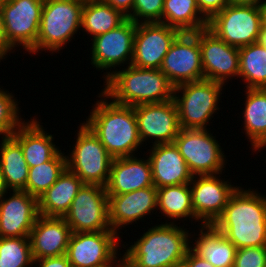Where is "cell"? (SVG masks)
<instances>
[{
  "label": "cell",
  "instance_id": "6da1fadb",
  "mask_svg": "<svg viewBox=\"0 0 266 267\" xmlns=\"http://www.w3.org/2000/svg\"><path fill=\"white\" fill-rule=\"evenodd\" d=\"M239 186L213 226L237 249L266 246V196Z\"/></svg>",
  "mask_w": 266,
  "mask_h": 267
},
{
  "label": "cell",
  "instance_id": "7a4b0ae2",
  "mask_svg": "<svg viewBox=\"0 0 266 267\" xmlns=\"http://www.w3.org/2000/svg\"><path fill=\"white\" fill-rule=\"evenodd\" d=\"M99 95L105 98L95 103L84 123L113 158L134 156L133 152L142 145L134 108L113 100L108 103V96L103 91Z\"/></svg>",
  "mask_w": 266,
  "mask_h": 267
},
{
  "label": "cell",
  "instance_id": "3957f363",
  "mask_svg": "<svg viewBox=\"0 0 266 267\" xmlns=\"http://www.w3.org/2000/svg\"><path fill=\"white\" fill-rule=\"evenodd\" d=\"M189 231L173 222L153 226L122 256L123 267H180L190 249Z\"/></svg>",
  "mask_w": 266,
  "mask_h": 267
},
{
  "label": "cell",
  "instance_id": "277c9868",
  "mask_svg": "<svg viewBox=\"0 0 266 267\" xmlns=\"http://www.w3.org/2000/svg\"><path fill=\"white\" fill-rule=\"evenodd\" d=\"M105 73L106 85L101 91L116 103L134 107L173 99L174 86L160 69L130 64L124 70Z\"/></svg>",
  "mask_w": 266,
  "mask_h": 267
},
{
  "label": "cell",
  "instance_id": "5b68a950",
  "mask_svg": "<svg viewBox=\"0 0 266 267\" xmlns=\"http://www.w3.org/2000/svg\"><path fill=\"white\" fill-rule=\"evenodd\" d=\"M85 0H45L36 45L28 52H58L81 28Z\"/></svg>",
  "mask_w": 266,
  "mask_h": 267
},
{
  "label": "cell",
  "instance_id": "8992f818",
  "mask_svg": "<svg viewBox=\"0 0 266 267\" xmlns=\"http://www.w3.org/2000/svg\"><path fill=\"white\" fill-rule=\"evenodd\" d=\"M223 86L222 83L203 79L174 87L173 99L178 109L180 127L207 129L212 115L219 110L217 106Z\"/></svg>",
  "mask_w": 266,
  "mask_h": 267
},
{
  "label": "cell",
  "instance_id": "52a82bcc",
  "mask_svg": "<svg viewBox=\"0 0 266 267\" xmlns=\"http://www.w3.org/2000/svg\"><path fill=\"white\" fill-rule=\"evenodd\" d=\"M76 137L70 157L66 156L67 169L76 174L84 184L105 187L114 158L85 123L79 127Z\"/></svg>",
  "mask_w": 266,
  "mask_h": 267
},
{
  "label": "cell",
  "instance_id": "ba28073f",
  "mask_svg": "<svg viewBox=\"0 0 266 267\" xmlns=\"http://www.w3.org/2000/svg\"><path fill=\"white\" fill-rule=\"evenodd\" d=\"M261 7L230 3L208 21V29L228 45L243 47L258 42Z\"/></svg>",
  "mask_w": 266,
  "mask_h": 267
},
{
  "label": "cell",
  "instance_id": "9c48e42d",
  "mask_svg": "<svg viewBox=\"0 0 266 267\" xmlns=\"http://www.w3.org/2000/svg\"><path fill=\"white\" fill-rule=\"evenodd\" d=\"M207 130L181 128L174 140L193 176L222 174L225 168L222 148Z\"/></svg>",
  "mask_w": 266,
  "mask_h": 267
},
{
  "label": "cell",
  "instance_id": "30bf717a",
  "mask_svg": "<svg viewBox=\"0 0 266 267\" xmlns=\"http://www.w3.org/2000/svg\"><path fill=\"white\" fill-rule=\"evenodd\" d=\"M118 236L114 231L72 232L66 251L71 267H120Z\"/></svg>",
  "mask_w": 266,
  "mask_h": 267
},
{
  "label": "cell",
  "instance_id": "8fae6325",
  "mask_svg": "<svg viewBox=\"0 0 266 267\" xmlns=\"http://www.w3.org/2000/svg\"><path fill=\"white\" fill-rule=\"evenodd\" d=\"M63 218L72 232L113 231L109 223L108 195L105 187L83 184Z\"/></svg>",
  "mask_w": 266,
  "mask_h": 267
},
{
  "label": "cell",
  "instance_id": "7c38bea8",
  "mask_svg": "<svg viewBox=\"0 0 266 267\" xmlns=\"http://www.w3.org/2000/svg\"><path fill=\"white\" fill-rule=\"evenodd\" d=\"M160 70L174 87L203 80L199 31L180 33L172 42Z\"/></svg>",
  "mask_w": 266,
  "mask_h": 267
},
{
  "label": "cell",
  "instance_id": "4fadbf2b",
  "mask_svg": "<svg viewBox=\"0 0 266 267\" xmlns=\"http://www.w3.org/2000/svg\"><path fill=\"white\" fill-rule=\"evenodd\" d=\"M45 0H10L0 5L7 43L29 52L37 42Z\"/></svg>",
  "mask_w": 266,
  "mask_h": 267
},
{
  "label": "cell",
  "instance_id": "5bb4252c",
  "mask_svg": "<svg viewBox=\"0 0 266 267\" xmlns=\"http://www.w3.org/2000/svg\"><path fill=\"white\" fill-rule=\"evenodd\" d=\"M136 29L137 23L127 18L116 28L92 38V66L98 70H110L122 63L130 65Z\"/></svg>",
  "mask_w": 266,
  "mask_h": 267
},
{
  "label": "cell",
  "instance_id": "9a60e30c",
  "mask_svg": "<svg viewBox=\"0 0 266 267\" xmlns=\"http://www.w3.org/2000/svg\"><path fill=\"white\" fill-rule=\"evenodd\" d=\"M181 32L161 22L137 23L131 65L160 69L172 42Z\"/></svg>",
  "mask_w": 266,
  "mask_h": 267
},
{
  "label": "cell",
  "instance_id": "2e32d148",
  "mask_svg": "<svg viewBox=\"0 0 266 267\" xmlns=\"http://www.w3.org/2000/svg\"><path fill=\"white\" fill-rule=\"evenodd\" d=\"M133 108L142 144L149 138L155 140L152 145L174 142L181 130L174 99L162 103L140 104Z\"/></svg>",
  "mask_w": 266,
  "mask_h": 267
},
{
  "label": "cell",
  "instance_id": "e0dca14e",
  "mask_svg": "<svg viewBox=\"0 0 266 267\" xmlns=\"http://www.w3.org/2000/svg\"><path fill=\"white\" fill-rule=\"evenodd\" d=\"M218 174L193 176L190 182L192 206L197 221L213 225L237 186L219 179Z\"/></svg>",
  "mask_w": 266,
  "mask_h": 267
},
{
  "label": "cell",
  "instance_id": "ac0fdd59",
  "mask_svg": "<svg viewBox=\"0 0 266 267\" xmlns=\"http://www.w3.org/2000/svg\"><path fill=\"white\" fill-rule=\"evenodd\" d=\"M199 46L204 79L225 85L239 77V48L228 45L208 28L199 30Z\"/></svg>",
  "mask_w": 266,
  "mask_h": 267
},
{
  "label": "cell",
  "instance_id": "d6986e66",
  "mask_svg": "<svg viewBox=\"0 0 266 267\" xmlns=\"http://www.w3.org/2000/svg\"><path fill=\"white\" fill-rule=\"evenodd\" d=\"M0 200V237H29L38 212V199L25 190H13Z\"/></svg>",
  "mask_w": 266,
  "mask_h": 267
},
{
  "label": "cell",
  "instance_id": "ffe728a7",
  "mask_svg": "<svg viewBox=\"0 0 266 267\" xmlns=\"http://www.w3.org/2000/svg\"><path fill=\"white\" fill-rule=\"evenodd\" d=\"M109 223L112 230L139 221L157 209V188L155 186L135 190L126 194L108 195Z\"/></svg>",
  "mask_w": 266,
  "mask_h": 267
},
{
  "label": "cell",
  "instance_id": "44dd1931",
  "mask_svg": "<svg viewBox=\"0 0 266 267\" xmlns=\"http://www.w3.org/2000/svg\"><path fill=\"white\" fill-rule=\"evenodd\" d=\"M71 234L72 230L63 217L39 215L29 236L33 259L66 255Z\"/></svg>",
  "mask_w": 266,
  "mask_h": 267
},
{
  "label": "cell",
  "instance_id": "7402d4cb",
  "mask_svg": "<svg viewBox=\"0 0 266 267\" xmlns=\"http://www.w3.org/2000/svg\"><path fill=\"white\" fill-rule=\"evenodd\" d=\"M154 186L149 158L136 156L114 158L108 182L107 195L126 194L135 190Z\"/></svg>",
  "mask_w": 266,
  "mask_h": 267
},
{
  "label": "cell",
  "instance_id": "603a6c76",
  "mask_svg": "<svg viewBox=\"0 0 266 267\" xmlns=\"http://www.w3.org/2000/svg\"><path fill=\"white\" fill-rule=\"evenodd\" d=\"M149 160L156 188L190 183L193 175L173 143L152 145Z\"/></svg>",
  "mask_w": 266,
  "mask_h": 267
},
{
  "label": "cell",
  "instance_id": "cb8c5ba5",
  "mask_svg": "<svg viewBox=\"0 0 266 267\" xmlns=\"http://www.w3.org/2000/svg\"><path fill=\"white\" fill-rule=\"evenodd\" d=\"M22 148L25 161L34 167L53 159L61 150L52 142V135L44 131L35 118L24 122L11 135Z\"/></svg>",
  "mask_w": 266,
  "mask_h": 267
},
{
  "label": "cell",
  "instance_id": "d4e9b609",
  "mask_svg": "<svg viewBox=\"0 0 266 267\" xmlns=\"http://www.w3.org/2000/svg\"><path fill=\"white\" fill-rule=\"evenodd\" d=\"M83 184L76 174L66 168L57 181L38 198L39 215L64 217Z\"/></svg>",
  "mask_w": 266,
  "mask_h": 267
},
{
  "label": "cell",
  "instance_id": "484cf974",
  "mask_svg": "<svg viewBox=\"0 0 266 267\" xmlns=\"http://www.w3.org/2000/svg\"><path fill=\"white\" fill-rule=\"evenodd\" d=\"M200 225V235L190 249L214 267H234L235 245L213 225Z\"/></svg>",
  "mask_w": 266,
  "mask_h": 267
},
{
  "label": "cell",
  "instance_id": "4316f807",
  "mask_svg": "<svg viewBox=\"0 0 266 267\" xmlns=\"http://www.w3.org/2000/svg\"><path fill=\"white\" fill-rule=\"evenodd\" d=\"M0 147V170L6 187L26 191L29 166L21 145L12 136H3Z\"/></svg>",
  "mask_w": 266,
  "mask_h": 267
},
{
  "label": "cell",
  "instance_id": "83f0119b",
  "mask_svg": "<svg viewBox=\"0 0 266 267\" xmlns=\"http://www.w3.org/2000/svg\"><path fill=\"white\" fill-rule=\"evenodd\" d=\"M245 90L244 130L257 151L266 142V88Z\"/></svg>",
  "mask_w": 266,
  "mask_h": 267
},
{
  "label": "cell",
  "instance_id": "f1b7e54d",
  "mask_svg": "<svg viewBox=\"0 0 266 267\" xmlns=\"http://www.w3.org/2000/svg\"><path fill=\"white\" fill-rule=\"evenodd\" d=\"M160 22L177 28L181 33L208 27V20L199 11L197 0H164Z\"/></svg>",
  "mask_w": 266,
  "mask_h": 267
},
{
  "label": "cell",
  "instance_id": "f546056e",
  "mask_svg": "<svg viewBox=\"0 0 266 267\" xmlns=\"http://www.w3.org/2000/svg\"><path fill=\"white\" fill-rule=\"evenodd\" d=\"M127 17L119 10L101 0H85L82 10L81 29L92 37L121 25Z\"/></svg>",
  "mask_w": 266,
  "mask_h": 267
},
{
  "label": "cell",
  "instance_id": "4dcf8cb0",
  "mask_svg": "<svg viewBox=\"0 0 266 267\" xmlns=\"http://www.w3.org/2000/svg\"><path fill=\"white\" fill-rule=\"evenodd\" d=\"M157 209L161 211V214L163 213V216L165 214V217L174 221L181 218L186 220L188 217L196 221L190 183L157 188Z\"/></svg>",
  "mask_w": 266,
  "mask_h": 267
},
{
  "label": "cell",
  "instance_id": "1f68e13d",
  "mask_svg": "<svg viewBox=\"0 0 266 267\" xmlns=\"http://www.w3.org/2000/svg\"><path fill=\"white\" fill-rule=\"evenodd\" d=\"M239 61V79L244 80L245 87L266 88V48L259 42L240 47Z\"/></svg>",
  "mask_w": 266,
  "mask_h": 267
},
{
  "label": "cell",
  "instance_id": "d6a6232c",
  "mask_svg": "<svg viewBox=\"0 0 266 267\" xmlns=\"http://www.w3.org/2000/svg\"><path fill=\"white\" fill-rule=\"evenodd\" d=\"M67 168L66 155L61 151L49 161L29 167L26 192L37 199L49 189Z\"/></svg>",
  "mask_w": 266,
  "mask_h": 267
},
{
  "label": "cell",
  "instance_id": "836d02e7",
  "mask_svg": "<svg viewBox=\"0 0 266 267\" xmlns=\"http://www.w3.org/2000/svg\"><path fill=\"white\" fill-rule=\"evenodd\" d=\"M33 262L29 237H0V267H31Z\"/></svg>",
  "mask_w": 266,
  "mask_h": 267
},
{
  "label": "cell",
  "instance_id": "e575fe53",
  "mask_svg": "<svg viewBox=\"0 0 266 267\" xmlns=\"http://www.w3.org/2000/svg\"><path fill=\"white\" fill-rule=\"evenodd\" d=\"M18 113L19 107L13 94L0 88V135L11 136L24 122Z\"/></svg>",
  "mask_w": 266,
  "mask_h": 267
},
{
  "label": "cell",
  "instance_id": "d590c367",
  "mask_svg": "<svg viewBox=\"0 0 266 267\" xmlns=\"http://www.w3.org/2000/svg\"><path fill=\"white\" fill-rule=\"evenodd\" d=\"M163 6L164 0H134L132 14L128 18L134 23L160 22Z\"/></svg>",
  "mask_w": 266,
  "mask_h": 267
},
{
  "label": "cell",
  "instance_id": "8d00e7d4",
  "mask_svg": "<svg viewBox=\"0 0 266 267\" xmlns=\"http://www.w3.org/2000/svg\"><path fill=\"white\" fill-rule=\"evenodd\" d=\"M234 267H266V246L237 249Z\"/></svg>",
  "mask_w": 266,
  "mask_h": 267
},
{
  "label": "cell",
  "instance_id": "74e56055",
  "mask_svg": "<svg viewBox=\"0 0 266 267\" xmlns=\"http://www.w3.org/2000/svg\"><path fill=\"white\" fill-rule=\"evenodd\" d=\"M230 3V0H197L199 11L208 21Z\"/></svg>",
  "mask_w": 266,
  "mask_h": 267
},
{
  "label": "cell",
  "instance_id": "f35d334b",
  "mask_svg": "<svg viewBox=\"0 0 266 267\" xmlns=\"http://www.w3.org/2000/svg\"><path fill=\"white\" fill-rule=\"evenodd\" d=\"M33 264H36L38 267H71L66 255L34 260Z\"/></svg>",
  "mask_w": 266,
  "mask_h": 267
},
{
  "label": "cell",
  "instance_id": "ab89813d",
  "mask_svg": "<svg viewBox=\"0 0 266 267\" xmlns=\"http://www.w3.org/2000/svg\"><path fill=\"white\" fill-rule=\"evenodd\" d=\"M180 267H214L206 259L196 255L191 249L187 252Z\"/></svg>",
  "mask_w": 266,
  "mask_h": 267
},
{
  "label": "cell",
  "instance_id": "60d3db41",
  "mask_svg": "<svg viewBox=\"0 0 266 267\" xmlns=\"http://www.w3.org/2000/svg\"><path fill=\"white\" fill-rule=\"evenodd\" d=\"M121 11L127 18L132 14L134 0H101Z\"/></svg>",
  "mask_w": 266,
  "mask_h": 267
},
{
  "label": "cell",
  "instance_id": "b9f144b4",
  "mask_svg": "<svg viewBox=\"0 0 266 267\" xmlns=\"http://www.w3.org/2000/svg\"><path fill=\"white\" fill-rule=\"evenodd\" d=\"M13 48L7 43L6 33H5V26L3 15L0 10V62L2 59L6 58L5 56L10 54Z\"/></svg>",
  "mask_w": 266,
  "mask_h": 267
},
{
  "label": "cell",
  "instance_id": "7bdbcfd3",
  "mask_svg": "<svg viewBox=\"0 0 266 267\" xmlns=\"http://www.w3.org/2000/svg\"><path fill=\"white\" fill-rule=\"evenodd\" d=\"M232 4L235 5H246V6H256L261 7L266 1L261 0H230Z\"/></svg>",
  "mask_w": 266,
  "mask_h": 267
},
{
  "label": "cell",
  "instance_id": "ee69618b",
  "mask_svg": "<svg viewBox=\"0 0 266 267\" xmlns=\"http://www.w3.org/2000/svg\"><path fill=\"white\" fill-rule=\"evenodd\" d=\"M10 191L5 184V181L2 177V173L0 170V200Z\"/></svg>",
  "mask_w": 266,
  "mask_h": 267
},
{
  "label": "cell",
  "instance_id": "f6af8a7d",
  "mask_svg": "<svg viewBox=\"0 0 266 267\" xmlns=\"http://www.w3.org/2000/svg\"><path fill=\"white\" fill-rule=\"evenodd\" d=\"M258 42L266 48V26L262 23Z\"/></svg>",
  "mask_w": 266,
  "mask_h": 267
},
{
  "label": "cell",
  "instance_id": "bcb514c9",
  "mask_svg": "<svg viewBox=\"0 0 266 267\" xmlns=\"http://www.w3.org/2000/svg\"><path fill=\"white\" fill-rule=\"evenodd\" d=\"M262 10V21L263 24L266 26V2L261 6Z\"/></svg>",
  "mask_w": 266,
  "mask_h": 267
},
{
  "label": "cell",
  "instance_id": "7dc6e473",
  "mask_svg": "<svg viewBox=\"0 0 266 267\" xmlns=\"http://www.w3.org/2000/svg\"><path fill=\"white\" fill-rule=\"evenodd\" d=\"M8 1H10V0H0V5L4 4V3H7Z\"/></svg>",
  "mask_w": 266,
  "mask_h": 267
}]
</instances>
